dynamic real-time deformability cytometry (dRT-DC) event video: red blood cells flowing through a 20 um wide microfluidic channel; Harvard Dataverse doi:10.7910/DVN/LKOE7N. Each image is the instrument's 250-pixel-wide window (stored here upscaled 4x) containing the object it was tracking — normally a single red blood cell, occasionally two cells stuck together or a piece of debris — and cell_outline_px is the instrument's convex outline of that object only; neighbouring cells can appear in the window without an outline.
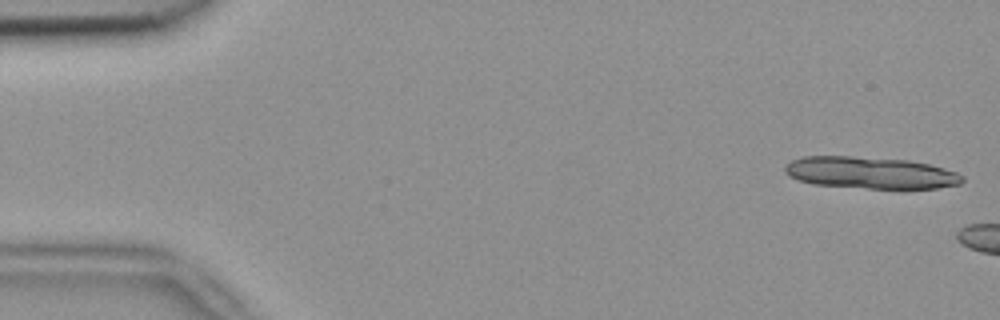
{"species": "common noctule bat (a hibernating species)", "species_latin": "Nyctalus noctula", "temperature_condition": "room temperature", "stored_images_in_passage": 3, "camera_frame_rate_fps": 3000, "um_per_image_px": 0.085, "animal": {"sex": "female", "body_mass_g": 18.4}, "frame": {"image": 1, "passage_image": 1, "time_ms": 0.0, "image_size_px": [1000, 320], "cell_outline_px": [[964, 180], [960, 184], [936, 188], [868, 188], [812, 184], [788, 176], [784, 172], [784, 164], [792, 160], [804, 156], [852, 156], [908, 160], [928, 164], [944, 168], [956, 172], [964, 176]], "centroid_in_image_um": [73.96, 14.68], "position_along_channel_um": 11.0, "area_um2": 32.89}}